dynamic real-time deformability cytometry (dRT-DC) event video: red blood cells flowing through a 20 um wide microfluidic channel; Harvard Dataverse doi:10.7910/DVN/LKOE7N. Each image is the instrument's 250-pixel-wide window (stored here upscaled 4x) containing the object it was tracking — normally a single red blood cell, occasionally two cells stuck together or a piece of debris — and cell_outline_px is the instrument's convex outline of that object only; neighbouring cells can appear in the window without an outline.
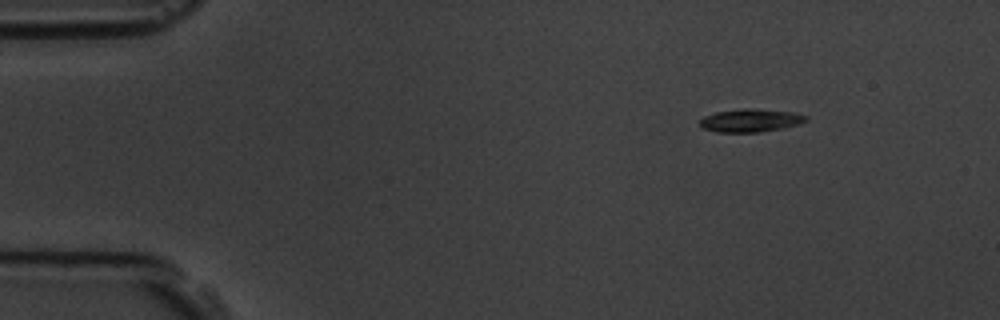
{"species": "common noctule bat (a hibernating species)", "species_latin": "Nyctalus noctula", "temperature_condition": "room temperature", "stored_images_in_passage": 3, "camera_frame_rate_fps": 3000, "um_per_image_px": 0.085, "animal": {"sex": "male", "body_mass_g": 19.5, "forearm_length_mm": 54.6}, "frame": {"image": 1, "passage_image": 1, "time_ms": 0.0, "image_size_px": [1000, 320], "cell_outline_px": [[808, 120], [800, 124], [784, 128], [760, 132], [716, 132], [704, 128], [700, 124], [700, 120], [704, 116], [716, 112], [744, 108], [752, 108], [792, 112], [808, 116]], "centroid_in_image_um": [63.83, 10.24], "position_along_channel_um": 21.2, "area_um2": 14.28}}
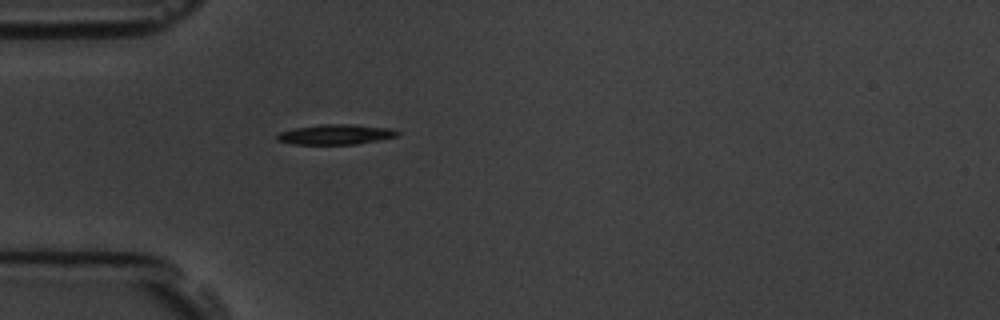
{"frame": {"image": 2, "passage_image": 3, "time_ms": 3.0, "image_size_px": [1000, 320], "cell_outline_px": [[400, 136], [380, 140], [356, 144], [292, 144], [276, 140], [276, 136], [280, 132], [292, 128], [320, 124], [352, 124], [392, 128], [400, 132]], "centroid_in_image_um": [28.56, 11.42], "position_along_channel_um": 56.4, "area_um2": 14.33}}